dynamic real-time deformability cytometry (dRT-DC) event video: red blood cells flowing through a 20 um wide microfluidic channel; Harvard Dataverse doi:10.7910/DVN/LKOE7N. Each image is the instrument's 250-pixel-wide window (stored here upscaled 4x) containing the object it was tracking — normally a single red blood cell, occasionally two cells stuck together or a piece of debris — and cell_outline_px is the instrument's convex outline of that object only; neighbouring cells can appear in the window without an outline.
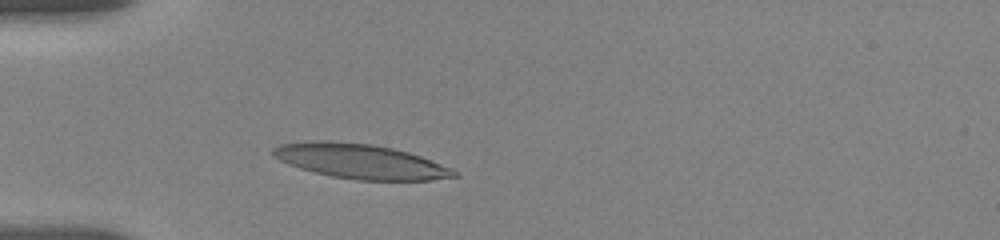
{"species": "human", "species_latin": "Homo sapiens", "temperature_condition": "room temperature", "stored_images_in_passage": 4, "camera_frame_rate_fps": 3000, "um_per_image_px": 0.085, "donor": {"sex": "female"}, "frame": {"image": 1, "passage_image": 4, "time_ms": 1.667, "image_size_px": [1000, 240], "cell_outline_px": [[460, 176], [432, 180], [356, 180], [332, 176], [300, 168], [288, 164], [272, 156], [272, 148], [280, 144], [304, 140], [328, 140], [372, 144], [392, 148], [408, 152], [420, 156], [452, 168], [460, 172]], "centroid_in_image_um": [30.63, 13.7], "position_along_channel_um": 54.4, "area_um2": 36.82}}